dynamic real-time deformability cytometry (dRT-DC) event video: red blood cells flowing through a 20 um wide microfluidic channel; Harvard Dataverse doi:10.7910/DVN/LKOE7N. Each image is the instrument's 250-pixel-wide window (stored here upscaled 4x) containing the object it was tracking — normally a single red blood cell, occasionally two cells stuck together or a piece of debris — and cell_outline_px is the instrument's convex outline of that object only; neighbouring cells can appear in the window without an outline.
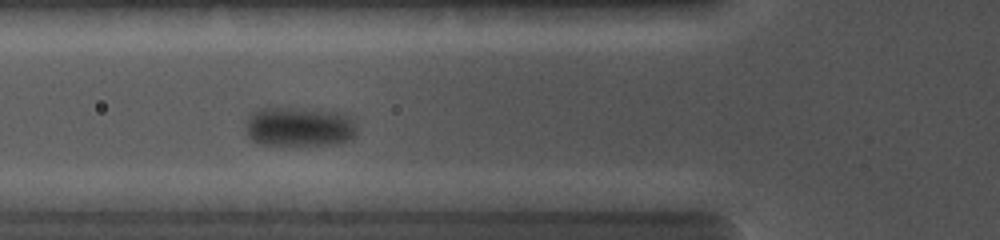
{"species": "common noctule bat (a hibernating species)", "species_latin": "Nyctalus noctula", "temperature_condition": "cold", "stored_images_in_passage": 7, "camera_frame_rate_fps": 5000, "um_per_image_px": 0.085, "animal": {"sex": "female", "body_mass_g": 19.0, "forearm_length_mm": 56.7}, "frame": {"image": 1, "passage_image": 4, "time_ms": 3.2, "image_size_px": [1000, 240], "cell_outline_px": [[356, 136], [348, 140], [336, 144], [260, 144], [252, 140], [244, 132], [248, 116], [252, 112], [260, 108], [276, 104], [344, 112], [352, 116], [356, 128]], "centroid_in_image_um": [25.42, 10.7], "position_along_channel_um": 100.4, "area_um2": 26.76}}